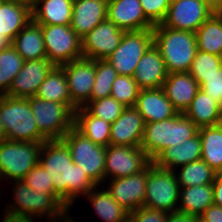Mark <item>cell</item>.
I'll list each match as a JSON object with an SVG mask.
<instances>
[{
    "label": "cell",
    "mask_w": 222,
    "mask_h": 222,
    "mask_svg": "<svg viewBox=\"0 0 222 222\" xmlns=\"http://www.w3.org/2000/svg\"><path fill=\"white\" fill-rule=\"evenodd\" d=\"M150 163L141 147L109 145L106 147L104 183L109 179L138 174Z\"/></svg>",
    "instance_id": "obj_12"
},
{
    "label": "cell",
    "mask_w": 222,
    "mask_h": 222,
    "mask_svg": "<svg viewBox=\"0 0 222 222\" xmlns=\"http://www.w3.org/2000/svg\"><path fill=\"white\" fill-rule=\"evenodd\" d=\"M152 45V29L124 32L119 46L106 60L118 75L133 76L138 62Z\"/></svg>",
    "instance_id": "obj_11"
},
{
    "label": "cell",
    "mask_w": 222,
    "mask_h": 222,
    "mask_svg": "<svg viewBox=\"0 0 222 222\" xmlns=\"http://www.w3.org/2000/svg\"><path fill=\"white\" fill-rule=\"evenodd\" d=\"M4 140H7V137L4 130V124L0 118V143L3 142Z\"/></svg>",
    "instance_id": "obj_52"
},
{
    "label": "cell",
    "mask_w": 222,
    "mask_h": 222,
    "mask_svg": "<svg viewBox=\"0 0 222 222\" xmlns=\"http://www.w3.org/2000/svg\"><path fill=\"white\" fill-rule=\"evenodd\" d=\"M145 17L155 26L163 22L170 2L169 0H140Z\"/></svg>",
    "instance_id": "obj_42"
},
{
    "label": "cell",
    "mask_w": 222,
    "mask_h": 222,
    "mask_svg": "<svg viewBox=\"0 0 222 222\" xmlns=\"http://www.w3.org/2000/svg\"><path fill=\"white\" fill-rule=\"evenodd\" d=\"M222 19V7L216 13Z\"/></svg>",
    "instance_id": "obj_54"
},
{
    "label": "cell",
    "mask_w": 222,
    "mask_h": 222,
    "mask_svg": "<svg viewBox=\"0 0 222 222\" xmlns=\"http://www.w3.org/2000/svg\"><path fill=\"white\" fill-rule=\"evenodd\" d=\"M214 204L222 207V171L216 172L213 182Z\"/></svg>",
    "instance_id": "obj_46"
},
{
    "label": "cell",
    "mask_w": 222,
    "mask_h": 222,
    "mask_svg": "<svg viewBox=\"0 0 222 222\" xmlns=\"http://www.w3.org/2000/svg\"><path fill=\"white\" fill-rule=\"evenodd\" d=\"M47 59L56 66L83 58L82 39L70 25H40Z\"/></svg>",
    "instance_id": "obj_10"
},
{
    "label": "cell",
    "mask_w": 222,
    "mask_h": 222,
    "mask_svg": "<svg viewBox=\"0 0 222 222\" xmlns=\"http://www.w3.org/2000/svg\"><path fill=\"white\" fill-rule=\"evenodd\" d=\"M213 14L203 0H178L169 5L163 26L196 32Z\"/></svg>",
    "instance_id": "obj_14"
},
{
    "label": "cell",
    "mask_w": 222,
    "mask_h": 222,
    "mask_svg": "<svg viewBox=\"0 0 222 222\" xmlns=\"http://www.w3.org/2000/svg\"><path fill=\"white\" fill-rule=\"evenodd\" d=\"M198 127L185 114L153 123H146L141 148L153 162L165 149L182 143L198 133Z\"/></svg>",
    "instance_id": "obj_3"
},
{
    "label": "cell",
    "mask_w": 222,
    "mask_h": 222,
    "mask_svg": "<svg viewBox=\"0 0 222 222\" xmlns=\"http://www.w3.org/2000/svg\"><path fill=\"white\" fill-rule=\"evenodd\" d=\"M169 212L150 209L144 206L129 213L130 222H166Z\"/></svg>",
    "instance_id": "obj_44"
},
{
    "label": "cell",
    "mask_w": 222,
    "mask_h": 222,
    "mask_svg": "<svg viewBox=\"0 0 222 222\" xmlns=\"http://www.w3.org/2000/svg\"><path fill=\"white\" fill-rule=\"evenodd\" d=\"M43 142L10 141L0 143V181L23 180L39 163ZM9 179V180H8Z\"/></svg>",
    "instance_id": "obj_8"
},
{
    "label": "cell",
    "mask_w": 222,
    "mask_h": 222,
    "mask_svg": "<svg viewBox=\"0 0 222 222\" xmlns=\"http://www.w3.org/2000/svg\"><path fill=\"white\" fill-rule=\"evenodd\" d=\"M203 1L213 13H217V11L222 7V0H203Z\"/></svg>",
    "instance_id": "obj_49"
},
{
    "label": "cell",
    "mask_w": 222,
    "mask_h": 222,
    "mask_svg": "<svg viewBox=\"0 0 222 222\" xmlns=\"http://www.w3.org/2000/svg\"><path fill=\"white\" fill-rule=\"evenodd\" d=\"M11 44L24 61L47 58L41 26L32 20L16 35Z\"/></svg>",
    "instance_id": "obj_28"
},
{
    "label": "cell",
    "mask_w": 222,
    "mask_h": 222,
    "mask_svg": "<svg viewBox=\"0 0 222 222\" xmlns=\"http://www.w3.org/2000/svg\"><path fill=\"white\" fill-rule=\"evenodd\" d=\"M184 114L198 128L222 124V107L201 89Z\"/></svg>",
    "instance_id": "obj_27"
},
{
    "label": "cell",
    "mask_w": 222,
    "mask_h": 222,
    "mask_svg": "<svg viewBox=\"0 0 222 222\" xmlns=\"http://www.w3.org/2000/svg\"><path fill=\"white\" fill-rule=\"evenodd\" d=\"M214 203L213 185H197L180 188L177 211L199 217L208 206Z\"/></svg>",
    "instance_id": "obj_29"
},
{
    "label": "cell",
    "mask_w": 222,
    "mask_h": 222,
    "mask_svg": "<svg viewBox=\"0 0 222 222\" xmlns=\"http://www.w3.org/2000/svg\"><path fill=\"white\" fill-rule=\"evenodd\" d=\"M167 75L165 62L153 44L138 62L133 79L140 89L162 88Z\"/></svg>",
    "instance_id": "obj_23"
},
{
    "label": "cell",
    "mask_w": 222,
    "mask_h": 222,
    "mask_svg": "<svg viewBox=\"0 0 222 222\" xmlns=\"http://www.w3.org/2000/svg\"><path fill=\"white\" fill-rule=\"evenodd\" d=\"M106 0H78L73 2L70 27L82 39L107 19Z\"/></svg>",
    "instance_id": "obj_22"
},
{
    "label": "cell",
    "mask_w": 222,
    "mask_h": 222,
    "mask_svg": "<svg viewBox=\"0 0 222 222\" xmlns=\"http://www.w3.org/2000/svg\"><path fill=\"white\" fill-rule=\"evenodd\" d=\"M0 118L7 140L44 142L27 98L0 95Z\"/></svg>",
    "instance_id": "obj_5"
},
{
    "label": "cell",
    "mask_w": 222,
    "mask_h": 222,
    "mask_svg": "<svg viewBox=\"0 0 222 222\" xmlns=\"http://www.w3.org/2000/svg\"><path fill=\"white\" fill-rule=\"evenodd\" d=\"M72 13L70 0H37L31 9L32 21L38 25H70Z\"/></svg>",
    "instance_id": "obj_25"
},
{
    "label": "cell",
    "mask_w": 222,
    "mask_h": 222,
    "mask_svg": "<svg viewBox=\"0 0 222 222\" xmlns=\"http://www.w3.org/2000/svg\"><path fill=\"white\" fill-rule=\"evenodd\" d=\"M23 180L35 191L55 194V187L51 176H49V173L40 163L32 168Z\"/></svg>",
    "instance_id": "obj_41"
},
{
    "label": "cell",
    "mask_w": 222,
    "mask_h": 222,
    "mask_svg": "<svg viewBox=\"0 0 222 222\" xmlns=\"http://www.w3.org/2000/svg\"><path fill=\"white\" fill-rule=\"evenodd\" d=\"M107 190L116 202L129 213L144 204L146 189V168L138 174L111 179Z\"/></svg>",
    "instance_id": "obj_17"
},
{
    "label": "cell",
    "mask_w": 222,
    "mask_h": 222,
    "mask_svg": "<svg viewBox=\"0 0 222 222\" xmlns=\"http://www.w3.org/2000/svg\"><path fill=\"white\" fill-rule=\"evenodd\" d=\"M178 0H169L170 4L173 3V2H176Z\"/></svg>",
    "instance_id": "obj_56"
},
{
    "label": "cell",
    "mask_w": 222,
    "mask_h": 222,
    "mask_svg": "<svg viewBox=\"0 0 222 222\" xmlns=\"http://www.w3.org/2000/svg\"><path fill=\"white\" fill-rule=\"evenodd\" d=\"M12 183L14 203L5 205L7 212L32 218L46 216L49 222H53L70 210L55 194L35 191L24 180H15Z\"/></svg>",
    "instance_id": "obj_4"
},
{
    "label": "cell",
    "mask_w": 222,
    "mask_h": 222,
    "mask_svg": "<svg viewBox=\"0 0 222 222\" xmlns=\"http://www.w3.org/2000/svg\"><path fill=\"white\" fill-rule=\"evenodd\" d=\"M39 132L47 140H61L74 127L75 109L69 104L28 98Z\"/></svg>",
    "instance_id": "obj_9"
},
{
    "label": "cell",
    "mask_w": 222,
    "mask_h": 222,
    "mask_svg": "<svg viewBox=\"0 0 222 222\" xmlns=\"http://www.w3.org/2000/svg\"><path fill=\"white\" fill-rule=\"evenodd\" d=\"M221 67L220 55L197 51L188 72L200 85L204 78L216 73Z\"/></svg>",
    "instance_id": "obj_38"
},
{
    "label": "cell",
    "mask_w": 222,
    "mask_h": 222,
    "mask_svg": "<svg viewBox=\"0 0 222 222\" xmlns=\"http://www.w3.org/2000/svg\"><path fill=\"white\" fill-rule=\"evenodd\" d=\"M39 163L53 181L55 195L70 209L96 185L81 167L72 161L70 151L62 140H47L41 147Z\"/></svg>",
    "instance_id": "obj_1"
},
{
    "label": "cell",
    "mask_w": 222,
    "mask_h": 222,
    "mask_svg": "<svg viewBox=\"0 0 222 222\" xmlns=\"http://www.w3.org/2000/svg\"><path fill=\"white\" fill-rule=\"evenodd\" d=\"M174 173L180 188H184L197 185L213 184L216 171H214L206 162L200 159L176 168Z\"/></svg>",
    "instance_id": "obj_35"
},
{
    "label": "cell",
    "mask_w": 222,
    "mask_h": 222,
    "mask_svg": "<svg viewBox=\"0 0 222 222\" xmlns=\"http://www.w3.org/2000/svg\"><path fill=\"white\" fill-rule=\"evenodd\" d=\"M153 44L159 50L168 73L188 72L198 51L195 33L155 25Z\"/></svg>",
    "instance_id": "obj_2"
},
{
    "label": "cell",
    "mask_w": 222,
    "mask_h": 222,
    "mask_svg": "<svg viewBox=\"0 0 222 222\" xmlns=\"http://www.w3.org/2000/svg\"><path fill=\"white\" fill-rule=\"evenodd\" d=\"M194 222H204V221L200 219L199 217H195Z\"/></svg>",
    "instance_id": "obj_55"
},
{
    "label": "cell",
    "mask_w": 222,
    "mask_h": 222,
    "mask_svg": "<svg viewBox=\"0 0 222 222\" xmlns=\"http://www.w3.org/2000/svg\"><path fill=\"white\" fill-rule=\"evenodd\" d=\"M74 127L94 143L109 146L111 123L93 116L85 107L75 110Z\"/></svg>",
    "instance_id": "obj_31"
},
{
    "label": "cell",
    "mask_w": 222,
    "mask_h": 222,
    "mask_svg": "<svg viewBox=\"0 0 222 222\" xmlns=\"http://www.w3.org/2000/svg\"><path fill=\"white\" fill-rule=\"evenodd\" d=\"M10 44V42L0 34V50H2L4 47H7Z\"/></svg>",
    "instance_id": "obj_53"
},
{
    "label": "cell",
    "mask_w": 222,
    "mask_h": 222,
    "mask_svg": "<svg viewBox=\"0 0 222 222\" xmlns=\"http://www.w3.org/2000/svg\"><path fill=\"white\" fill-rule=\"evenodd\" d=\"M139 91L133 76L118 75L112 84L110 96L126 107H133L136 105Z\"/></svg>",
    "instance_id": "obj_39"
},
{
    "label": "cell",
    "mask_w": 222,
    "mask_h": 222,
    "mask_svg": "<svg viewBox=\"0 0 222 222\" xmlns=\"http://www.w3.org/2000/svg\"><path fill=\"white\" fill-rule=\"evenodd\" d=\"M3 211L4 213L2 214L3 215L2 222H34L35 220V218L28 217L25 215L13 214L5 210Z\"/></svg>",
    "instance_id": "obj_47"
},
{
    "label": "cell",
    "mask_w": 222,
    "mask_h": 222,
    "mask_svg": "<svg viewBox=\"0 0 222 222\" xmlns=\"http://www.w3.org/2000/svg\"><path fill=\"white\" fill-rule=\"evenodd\" d=\"M200 136L194 137L165 149L154 161L158 167L174 171L176 168L201 159Z\"/></svg>",
    "instance_id": "obj_24"
},
{
    "label": "cell",
    "mask_w": 222,
    "mask_h": 222,
    "mask_svg": "<svg viewBox=\"0 0 222 222\" xmlns=\"http://www.w3.org/2000/svg\"><path fill=\"white\" fill-rule=\"evenodd\" d=\"M162 89L178 113L184 114L200 90V85L189 72L168 73Z\"/></svg>",
    "instance_id": "obj_21"
},
{
    "label": "cell",
    "mask_w": 222,
    "mask_h": 222,
    "mask_svg": "<svg viewBox=\"0 0 222 222\" xmlns=\"http://www.w3.org/2000/svg\"><path fill=\"white\" fill-rule=\"evenodd\" d=\"M46 101L69 104L73 107V101L69 94L66 73L62 66H54L39 86L35 95Z\"/></svg>",
    "instance_id": "obj_32"
},
{
    "label": "cell",
    "mask_w": 222,
    "mask_h": 222,
    "mask_svg": "<svg viewBox=\"0 0 222 222\" xmlns=\"http://www.w3.org/2000/svg\"><path fill=\"white\" fill-rule=\"evenodd\" d=\"M195 217L185 213L174 211L169 212L166 222H194Z\"/></svg>",
    "instance_id": "obj_48"
},
{
    "label": "cell",
    "mask_w": 222,
    "mask_h": 222,
    "mask_svg": "<svg viewBox=\"0 0 222 222\" xmlns=\"http://www.w3.org/2000/svg\"><path fill=\"white\" fill-rule=\"evenodd\" d=\"M54 66L47 58L24 61L4 95L27 99L35 96L39 86Z\"/></svg>",
    "instance_id": "obj_16"
},
{
    "label": "cell",
    "mask_w": 222,
    "mask_h": 222,
    "mask_svg": "<svg viewBox=\"0 0 222 222\" xmlns=\"http://www.w3.org/2000/svg\"><path fill=\"white\" fill-rule=\"evenodd\" d=\"M145 123L170 119L178 114L162 88L140 89L134 106Z\"/></svg>",
    "instance_id": "obj_20"
},
{
    "label": "cell",
    "mask_w": 222,
    "mask_h": 222,
    "mask_svg": "<svg viewBox=\"0 0 222 222\" xmlns=\"http://www.w3.org/2000/svg\"><path fill=\"white\" fill-rule=\"evenodd\" d=\"M200 89L222 107V67L216 73L204 78Z\"/></svg>",
    "instance_id": "obj_43"
},
{
    "label": "cell",
    "mask_w": 222,
    "mask_h": 222,
    "mask_svg": "<svg viewBox=\"0 0 222 222\" xmlns=\"http://www.w3.org/2000/svg\"><path fill=\"white\" fill-rule=\"evenodd\" d=\"M117 76V71L106 59L95 60V79L90 101L110 96L112 84Z\"/></svg>",
    "instance_id": "obj_37"
},
{
    "label": "cell",
    "mask_w": 222,
    "mask_h": 222,
    "mask_svg": "<svg viewBox=\"0 0 222 222\" xmlns=\"http://www.w3.org/2000/svg\"><path fill=\"white\" fill-rule=\"evenodd\" d=\"M85 108L93 115L108 123H113L124 111L126 106L112 96L90 101Z\"/></svg>",
    "instance_id": "obj_40"
},
{
    "label": "cell",
    "mask_w": 222,
    "mask_h": 222,
    "mask_svg": "<svg viewBox=\"0 0 222 222\" xmlns=\"http://www.w3.org/2000/svg\"><path fill=\"white\" fill-rule=\"evenodd\" d=\"M31 20L28 6L9 0L0 2V34L10 43Z\"/></svg>",
    "instance_id": "obj_26"
},
{
    "label": "cell",
    "mask_w": 222,
    "mask_h": 222,
    "mask_svg": "<svg viewBox=\"0 0 222 222\" xmlns=\"http://www.w3.org/2000/svg\"><path fill=\"white\" fill-rule=\"evenodd\" d=\"M95 186L85 197L91 202L97 217L104 222H125L129 212L119 205L107 189L100 190Z\"/></svg>",
    "instance_id": "obj_30"
},
{
    "label": "cell",
    "mask_w": 222,
    "mask_h": 222,
    "mask_svg": "<svg viewBox=\"0 0 222 222\" xmlns=\"http://www.w3.org/2000/svg\"><path fill=\"white\" fill-rule=\"evenodd\" d=\"M199 218L204 222H222V207L213 203L206 208Z\"/></svg>",
    "instance_id": "obj_45"
},
{
    "label": "cell",
    "mask_w": 222,
    "mask_h": 222,
    "mask_svg": "<svg viewBox=\"0 0 222 222\" xmlns=\"http://www.w3.org/2000/svg\"><path fill=\"white\" fill-rule=\"evenodd\" d=\"M107 19L125 32L152 29L154 25L145 17L140 0H110Z\"/></svg>",
    "instance_id": "obj_18"
},
{
    "label": "cell",
    "mask_w": 222,
    "mask_h": 222,
    "mask_svg": "<svg viewBox=\"0 0 222 222\" xmlns=\"http://www.w3.org/2000/svg\"><path fill=\"white\" fill-rule=\"evenodd\" d=\"M68 147L72 161L81 167L97 186L104 183L106 147L94 143L75 127L61 139Z\"/></svg>",
    "instance_id": "obj_7"
},
{
    "label": "cell",
    "mask_w": 222,
    "mask_h": 222,
    "mask_svg": "<svg viewBox=\"0 0 222 222\" xmlns=\"http://www.w3.org/2000/svg\"><path fill=\"white\" fill-rule=\"evenodd\" d=\"M23 63L24 59L11 43L0 50V95L9 90Z\"/></svg>",
    "instance_id": "obj_36"
},
{
    "label": "cell",
    "mask_w": 222,
    "mask_h": 222,
    "mask_svg": "<svg viewBox=\"0 0 222 222\" xmlns=\"http://www.w3.org/2000/svg\"><path fill=\"white\" fill-rule=\"evenodd\" d=\"M66 73L69 94L76 110L90 102L95 79V60L80 58L61 65Z\"/></svg>",
    "instance_id": "obj_13"
},
{
    "label": "cell",
    "mask_w": 222,
    "mask_h": 222,
    "mask_svg": "<svg viewBox=\"0 0 222 222\" xmlns=\"http://www.w3.org/2000/svg\"><path fill=\"white\" fill-rule=\"evenodd\" d=\"M202 155L201 159L214 171H222V124L198 129Z\"/></svg>",
    "instance_id": "obj_33"
},
{
    "label": "cell",
    "mask_w": 222,
    "mask_h": 222,
    "mask_svg": "<svg viewBox=\"0 0 222 222\" xmlns=\"http://www.w3.org/2000/svg\"><path fill=\"white\" fill-rule=\"evenodd\" d=\"M198 51L221 55L222 19L213 13L195 32Z\"/></svg>",
    "instance_id": "obj_34"
},
{
    "label": "cell",
    "mask_w": 222,
    "mask_h": 222,
    "mask_svg": "<svg viewBox=\"0 0 222 222\" xmlns=\"http://www.w3.org/2000/svg\"><path fill=\"white\" fill-rule=\"evenodd\" d=\"M9 1H14L17 3L23 4L25 6H28L30 9H32L37 0H9Z\"/></svg>",
    "instance_id": "obj_51"
},
{
    "label": "cell",
    "mask_w": 222,
    "mask_h": 222,
    "mask_svg": "<svg viewBox=\"0 0 222 222\" xmlns=\"http://www.w3.org/2000/svg\"><path fill=\"white\" fill-rule=\"evenodd\" d=\"M68 213H70V211H67L62 217L57 218L53 222H77L73 219V217L71 218Z\"/></svg>",
    "instance_id": "obj_50"
},
{
    "label": "cell",
    "mask_w": 222,
    "mask_h": 222,
    "mask_svg": "<svg viewBox=\"0 0 222 222\" xmlns=\"http://www.w3.org/2000/svg\"><path fill=\"white\" fill-rule=\"evenodd\" d=\"M145 124L144 118L134 106L126 107L111 124L109 145L140 147Z\"/></svg>",
    "instance_id": "obj_19"
},
{
    "label": "cell",
    "mask_w": 222,
    "mask_h": 222,
    "mask_svg": "<svg viewBox=\"0 0 222 222\" xmlns=\"http://www.w3.org/2000/svg\"><path fill=\"white\" fill-rule=\"evenodd\" d=\"M124 32L105 19L82 38L83 58L105 60L119 46Z\"/></svg>",
    "instance_id": "obj_15"
},
{
    "label": "cell",
    "mask_w": 222,
    "mask_h": 222,
    "mask_svg": "<svg viewBox=\"0 0 222 222\" xmlns=\"http://www.w3.org/2000/svg\"><path fill=\"white\" fill-rule=\"evenodd\" d=\"M180 186L174 171L151 162L146 167L144 207L164 212L177 211Z\"/></svg>",
    "instance_id": "obj_6"
}]
</instances>
